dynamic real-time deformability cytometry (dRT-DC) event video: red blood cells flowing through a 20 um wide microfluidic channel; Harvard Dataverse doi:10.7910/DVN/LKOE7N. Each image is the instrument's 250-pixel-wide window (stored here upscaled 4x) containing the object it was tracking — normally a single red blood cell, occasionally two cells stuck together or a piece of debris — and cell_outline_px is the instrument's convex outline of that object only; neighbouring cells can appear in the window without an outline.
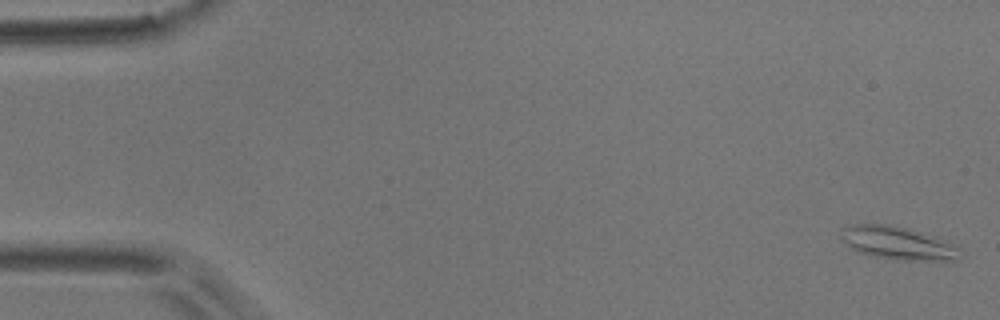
{"species": "common noctule bat (a hibernating species)", "species_latin": "Nyctalus noctula", "temperature_condition": "room temperature", "stored_images_in_passage": 4, "camera_frame_rate_fps": 3000, "um_per_image_px": 0.085, "animal": {"sex": "male", "body_mass_g": 17.9}, "frame": {"image": 1, "passage_image": 1, "time_ms": 0.0, "image_size_px": [1000, 320], "cell_outline_px": [[960, 260], [892, 260], [872, 256], [856, 252], [840, 240], [840, 228], [852, 224], [892, 224], [908, 228], [936, 236], [956, 244], [960, 248]], "centroid_in_image_um": [76.29, 20.66], "position_along_channel_um": 8.7, "area_um2": 23.64}}